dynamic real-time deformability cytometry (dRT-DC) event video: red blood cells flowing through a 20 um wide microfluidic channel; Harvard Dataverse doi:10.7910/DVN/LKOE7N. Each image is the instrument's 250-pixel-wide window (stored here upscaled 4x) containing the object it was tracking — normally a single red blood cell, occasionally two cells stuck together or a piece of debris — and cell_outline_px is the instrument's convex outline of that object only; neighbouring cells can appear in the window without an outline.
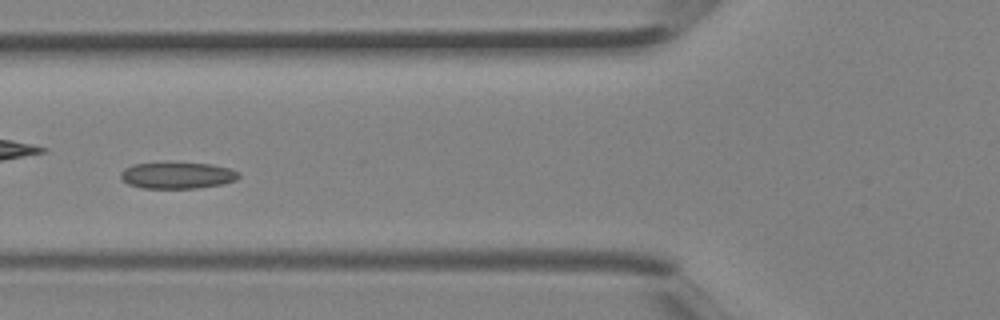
{"species": "Egyptian fruit bat (a non-hibernating species)", "species_latin": "Rousettus aegyptiacus", "temperature_condition": "room temperature", "stored_images_in_passage": 5, "camera_frame_rate_fps": 3000, "um_per_image_px": 0.085, "animal": {"sex": "female"}, "frame": {"image": 1, "passage_image": 5, "time_ms": 1.333, "image_size_px": [1000, 320], "cell_outline_px": [[240, 176], [236, 180], [224, 184], [196, 188], [144, 188], [128, 184], [120, 176], [120, 172], [124, 168], [132, 164], [212, 164], [228, 168], [240, 172]], "centroid_in_image_um": [15.1, 14.93], "position_along_channel_um": 110.7, "area_um2": 17.86}}